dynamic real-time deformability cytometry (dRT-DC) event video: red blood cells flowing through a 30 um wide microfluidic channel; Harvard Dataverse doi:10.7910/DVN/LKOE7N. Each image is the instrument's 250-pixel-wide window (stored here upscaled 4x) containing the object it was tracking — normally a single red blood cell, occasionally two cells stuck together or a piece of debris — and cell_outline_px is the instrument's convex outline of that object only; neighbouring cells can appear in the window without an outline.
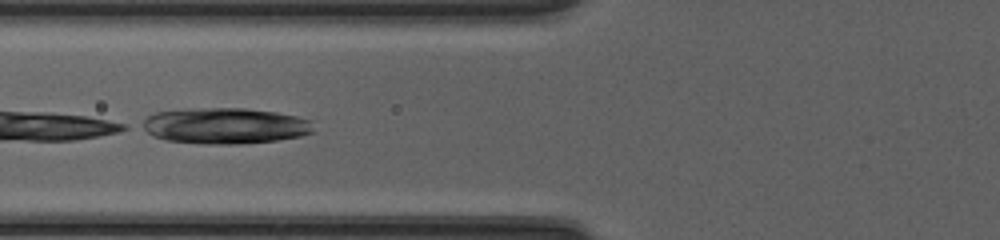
{"species": "common noctule bat (a hibernating species)", "species_latin": "Nyctalus noctula", "temperature_condition": "cold", "stored_images_in_passage": 18, "camera_frame_rate_fps": 3000, "um_per_image_px": 0.085, "animal": {"sex": "female", "body_mass_g": 20.0, "forearm_length_mm": 54.0}, "frame": {"image": 1, "passage_image": 8, "time_ms": 2.333, "image_size_px": [1000, 240], "cell_outline_px": [[316, 132], [300, 136], [276, 140], [240, 144], [204, 144], [168, 140], [152, 136], [140, 128], [136, 124], [148, 116], [156, 112], [188, 108], [244, 108], [276, 112], [296, 116], [312, 120]], "centroid_in_image_um": [19.1, 10.69], "position_along_channel_um": 106.7, "area_um2": 36.47}}
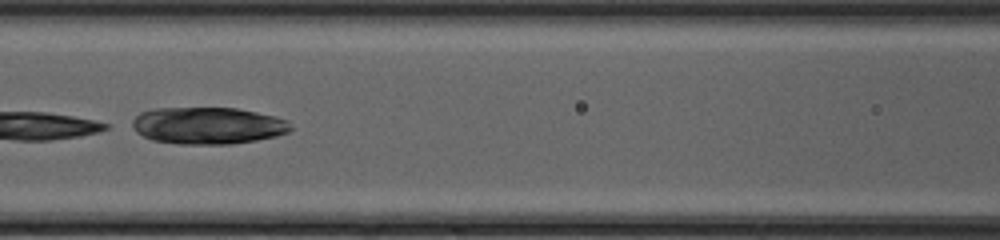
{"frame": {"image": 2, "passage_image": 11, "time_ms": 3.333, "image_size_px": [1000, 240], "cell_outline_px": [[292, 128], [288, 132], [276, 136], [256, 140], [232, 144], [180, 144], [152, 140], [136, 132], [132, 128], [132, 120], [140, 112], [156, 108], [236, 108], [276, 116], [288, 120]], "centroid_in_image_um": [17.67, 10.67], "position_along_channel_um": 148.9, "area_um2": 34.22}}